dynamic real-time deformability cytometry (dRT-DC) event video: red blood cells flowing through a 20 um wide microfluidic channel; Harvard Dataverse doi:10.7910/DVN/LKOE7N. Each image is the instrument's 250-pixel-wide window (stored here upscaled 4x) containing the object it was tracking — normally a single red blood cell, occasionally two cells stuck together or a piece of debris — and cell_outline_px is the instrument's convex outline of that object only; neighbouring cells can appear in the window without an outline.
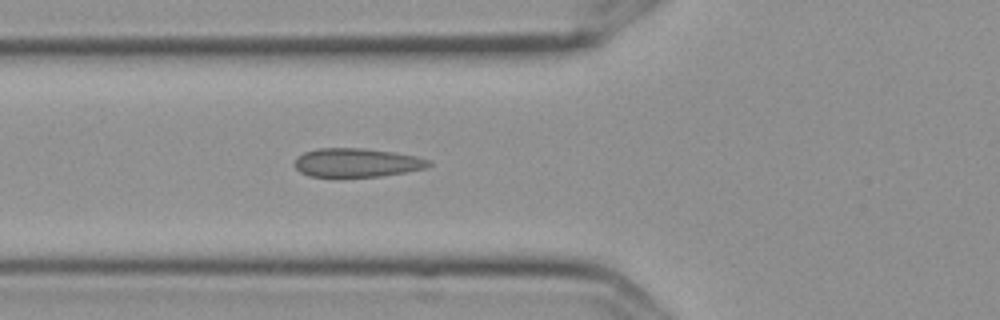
{"species": "Egyptian fruit bat (a non-hibernating species)", "species_latin": "Rousettus aegyptiacus", "temperature_condition": "cold", "stored_images_in_passage": 6, "camera_frame_rate_fps": 3000, "um_per_image_px": 0.085, "frame": {"image": 1, "passage_image": 6, "time_ms": 1.667, "image_size_px": [1000, 320], "cell_outline_px": [[432, 164], [424, 168], [404, 172], [380, 176], [308, 176], [300, 172], [292, 164], [296, 156], [304, 152], [320, 148], [364, 148], [392, 152], [416, 156], [432, 160]], "centroid_in_image_um": [30.29, 13.81], "position_along_channel_um": 95.5, "area_um2": 22.43}}